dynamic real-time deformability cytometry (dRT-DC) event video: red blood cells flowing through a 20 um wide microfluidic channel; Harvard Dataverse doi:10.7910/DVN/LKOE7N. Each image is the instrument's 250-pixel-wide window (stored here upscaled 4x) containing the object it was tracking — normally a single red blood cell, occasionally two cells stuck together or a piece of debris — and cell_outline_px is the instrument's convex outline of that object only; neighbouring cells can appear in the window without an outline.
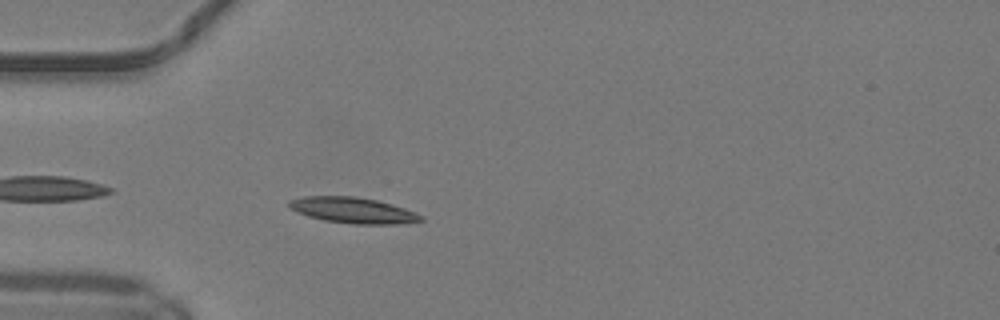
{"species": "common noctule bat (a hibernating species)", "species_latin": "Nyctalus noctula", "temperature_condition": "warm", "stored_images_in_passage": 33, "camera_frame_rate_fps": 3000, "um_per_image_px": 0.085, "animal": {"sex": "male", "body_mass_g": 19.2, "forearm_length_mm": 51.8}, "frame": {"image": 1, "passage_image": 3, "time_ms": 0.667, "image_size_px": [1000, 320], "cell_outline_px": [[424, 220], [400, 224], [356, 224], [324, 220], [308, 216], [296, 212], [288, 208], [288, 200], [304, 196], [356, 196], [376, 200], [392, 204], [416, 212]], "centroid_in_image_um": [29.96, 17.87], "position_along_channel_um": 55.0, "area_um2": 19.88}}
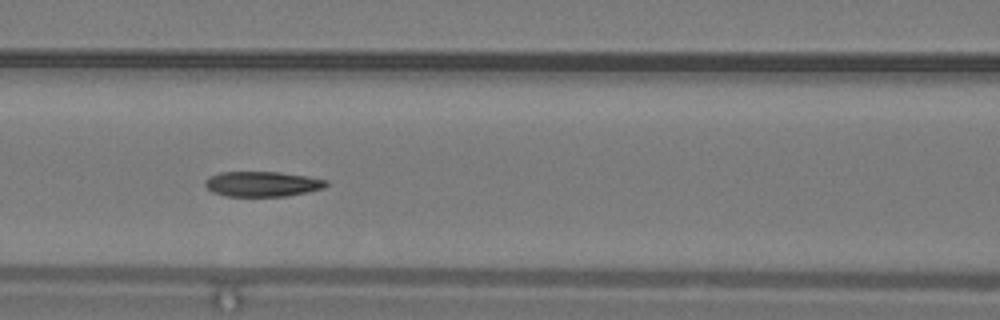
{"frame": {"image": 2, "passage_image": 10, "time_ms": 3.0, "image_size_px": [1000, 320], "cell_outline_px": [[328, 184], [324, 188], [308, 192], [284, 196], [228, 196], [212, 192], [204, 184], [204, 180], [208, 176], [220, 172], [280, 172], [308, 176], [328, 180]], "centroid_in_image_um": [22.3, 15.63], "position_along_channel_um": 144.3, "area_um2": 17.86}}
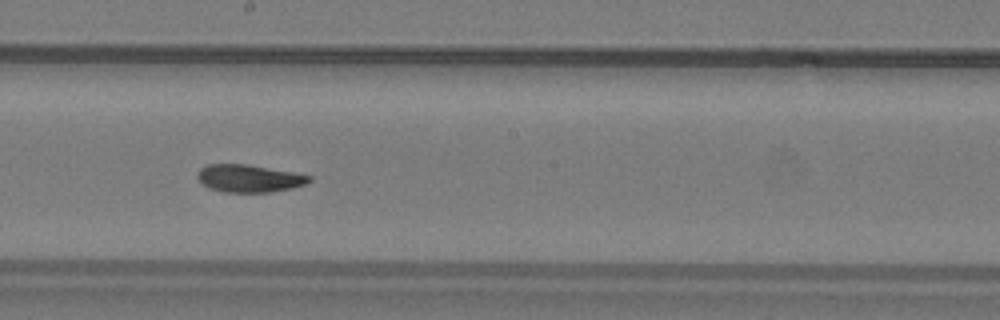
{"frame": {"image": 3, "passage_image": 16, "time_ms": 5.0, "image_size_px": [1000, 320], "cell_outline_px": [[312, 180], [308, 184], [292, 188], [272, 192], [224, 192], [212, 188], [204, 184], [196, 176], [200, 168], [208, 164], [248, 164], [292, 172], [312, 176]], "centroid_in_image_um": [21.22, 15.16], "position_along_channel_um": 227.0, "area_um2": 17.92}, "authors_computed_cell_mechanics": {"area_um2": 18.2648, "velocity_mm_per_s": 4.149, "shape_relaxation_time_tau1_ms": 6.2061, "shape_relaxation_time_tau2_ms": 2.2337, "deformation_change_tau1": 0.1954, "deformation_change_tau2": 0.086}}